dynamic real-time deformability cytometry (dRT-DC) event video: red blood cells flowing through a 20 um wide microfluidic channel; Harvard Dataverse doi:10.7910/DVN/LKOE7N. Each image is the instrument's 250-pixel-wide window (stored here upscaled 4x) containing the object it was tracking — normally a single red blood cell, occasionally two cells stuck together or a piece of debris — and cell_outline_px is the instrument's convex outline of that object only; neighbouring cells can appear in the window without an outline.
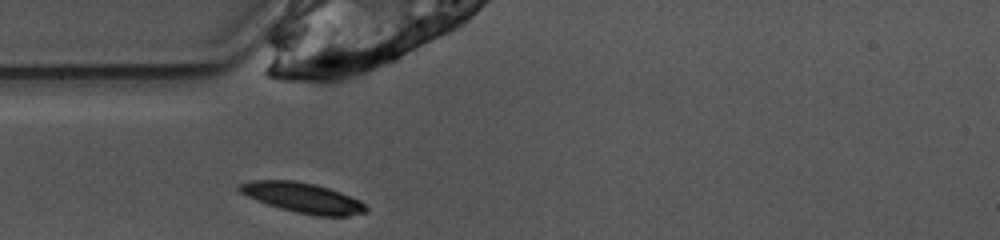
{"species": "common noctule bat (a hibernating species)", "species_latin": "Nyctalus noctula", "temperature_condition": "warm", "stored_images_in_passage": 27, "camera_frame_rate_fps": 3000, "um_per_image_px": 0.085, "animal": {"sex": "female", "body_mass_g": 10.0, "forearm_length_mm": 53.1}, "frame": {"image": 1, "passage_image": 1, "time_ms": 0.0, "image_size_px": [1000, 240], "cell_outline_px": [[368, 212], [348, 216], [316, 216], [296, 212], [280, 208], [256, 200], [240, 192], [236, 188], [240, 184], [252, 180], [296, 180], [316, 184], [340, 192], [360, 200], [368, 208]], "centroid_in_image_um": [25.75, 16.81], "position_along_channel_um": 59.2, "area_um2": 22.2}}
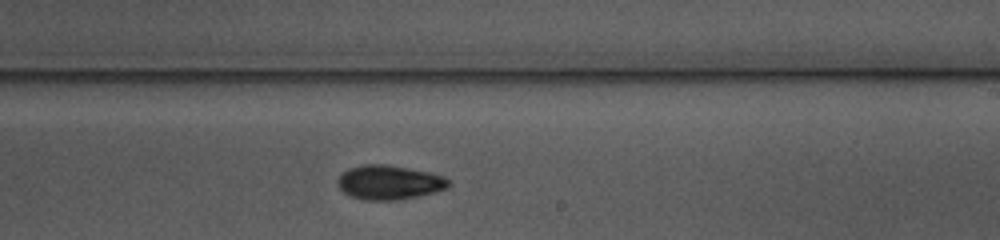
{"frame": {"image": 2, "passage_image": 16, "time_ms": 5.0, "image_size_px": [1000, 240], "cell_outline_px": [[452, 184], [448, 188], [420, 196], [396, 200], [364, 200], [348, 196], [336, 184], [336, 180], [348, 168], [364, 164], [384, 164], [428, 172], [444, 176]], "centroid_in_image_um": [33.07, 15.51], "position_along_channel_um": 255.9, "area_um2": 22.25}}
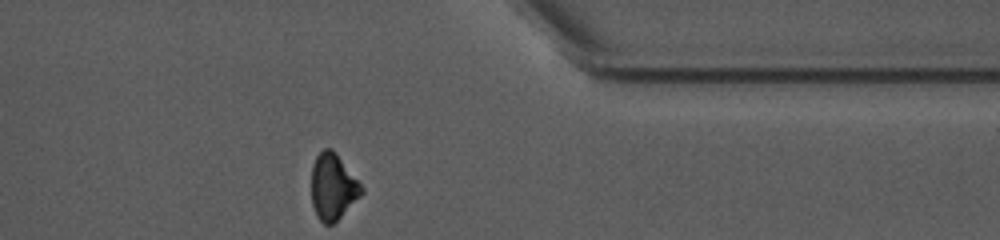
{"frame": {"image": 3, "passage_image": 27, "time_ms": 8.667, "image_size_px": [1000, 240], "cell_outline_px": [[364, 192], [332, 224], [324, 224], [316, 216], [312, 204], [312, 164], [316, 156], [324, 148], [332, 148], [336, 152], [364, 188]], "centroid_in_image_um": [28.29, 15.85], "position_along_channel_um": 383.1, "area_um2": 19.13}, "authors_computed_cell_mechanics": {"area_um2": 21.7906, "velocity_mm_per_s": 3.9182, "shape_relaxation_time_tau1_ms": 2.6138, "shape_relaxation_time_tau2_ms": null, "deformation_change_tau1": 0.116, "deformation_change_tau2": null}}